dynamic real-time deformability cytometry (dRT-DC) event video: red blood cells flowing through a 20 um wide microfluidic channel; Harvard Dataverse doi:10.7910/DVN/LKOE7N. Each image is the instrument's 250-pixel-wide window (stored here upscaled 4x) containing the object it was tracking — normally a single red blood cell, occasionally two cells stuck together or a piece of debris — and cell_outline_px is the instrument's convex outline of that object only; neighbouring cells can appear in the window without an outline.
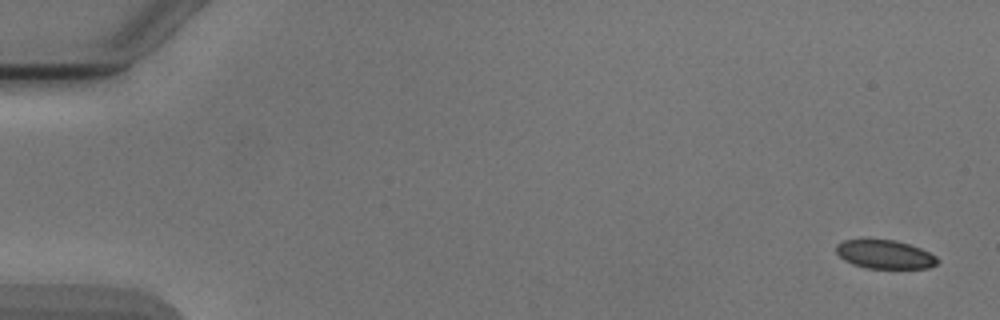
{"species": "Egyptian fruit bat (a non-hibernating species)", "species_latin": "Rousettus aegyptiacus", "temperature_condition": "cold", "stored_images_in_passage": 5, "camera_frame_rate_fps": 3000, "um_per_image_px": 0.085, "animal": {"sex": "male"}, "frame": {"image": 1, "passage_image": 1, "time_ms": 0.0, "image_size_px": [1000, 320], "cell_outline_px": [[940, 260], [936, 264], [928, 268], [864, 268], [852, 264], [844, 260], [836, 252], [836, 244], [844, 240], [864, 236], [896, 240], [920, 248], [936, 256]], "centroid_in_image_um": [75.14, 21.57], "position_along_channel_um": 9.9, "area_um2": 17.57}}
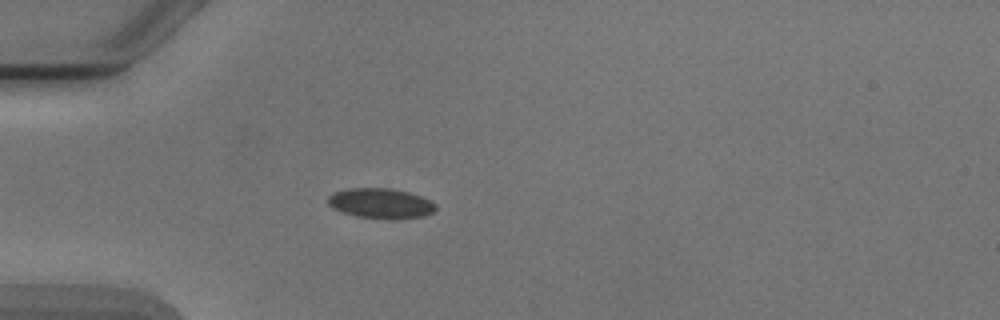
{"frame": {"image": 2, "passage_image": 5, "time_ms": 4.667, "image_size_px": [1000, 320], "cell_outline_px": [[436, 208], [432, 212], [424, 216], [400, 220], [392, 220], [356, 216], [340, 212], [332, 208], [328, 204], [328, 196], [336, 192], [348, 188], [392, 188], [408, 192], [420, 196], [436, 204]], "centroid_in_image_um": [32.36, 17.3], "position_along_channel_um": 52.6, "area_um2": 19.13}}